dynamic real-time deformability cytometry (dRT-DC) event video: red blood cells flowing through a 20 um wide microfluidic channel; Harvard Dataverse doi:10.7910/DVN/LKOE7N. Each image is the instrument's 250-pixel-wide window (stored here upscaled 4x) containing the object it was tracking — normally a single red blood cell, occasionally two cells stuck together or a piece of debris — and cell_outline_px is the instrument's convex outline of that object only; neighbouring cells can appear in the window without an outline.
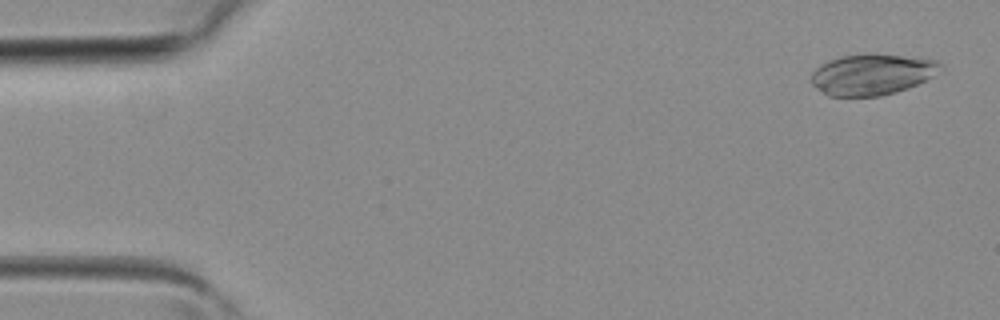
{"species": "common noctule bat (a hibernating species)", "species_latin": "Nyctalus noctula", "temperature_condition": "room temperature", "stored_images_in_passage": 5, "camera_frame_rate_fps": 3000, "um_per_image_px": 0.085, "animal": {"sex": "female", "body_mass_g": 19.3, "forearm_length_mm": 54.1}, "frame": {"image": 1, "passage_image": 1, "time_ms": 0.0, "image_size_px": [1000, 320], "cell_outline_px": [[944, 72], [908, 88], [896, 92], [880, 96], [828, 96], [812, 84], [812, 72], [820, 64], [840, 56], [920, 56], [936, 60], [944, 64]], "centroid_in_image_um": [74.22, 6.34], "position_along_channel_um": 10.8, "area_um2": 30.69}}